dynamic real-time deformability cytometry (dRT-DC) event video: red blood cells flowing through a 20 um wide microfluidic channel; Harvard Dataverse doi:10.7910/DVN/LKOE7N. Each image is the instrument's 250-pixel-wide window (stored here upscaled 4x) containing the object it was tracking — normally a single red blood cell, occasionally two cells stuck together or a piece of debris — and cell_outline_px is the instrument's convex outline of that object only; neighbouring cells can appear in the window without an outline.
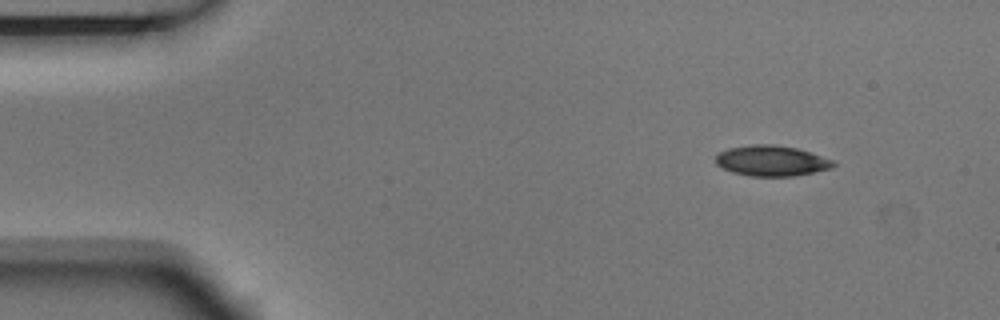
{"species": "Egyptian fruit bat (a non-hibernating species)", "species_latin": "Rousettus aegyptiacus", "temperature_condition": "room temperature", "stored_images_in_passage": 6, "camera_frame_rate_fps": 3000, "um_per_image_px": 0.085, "animal": {"sex": "male"}, "frame": {"image": 1, "passage_image": 1, "time_ms": 0.0, "image_size_px": [1000, 320], "cell_outline_px": [[836, 164], [832, 168], [792, 176], [748, 176], [732, 172], [716, 164], [716, 156], [720, 152], [728, 148], [752, 144], [776, 144], [796, 148], [812, 152], [836, 160]], "centroid_in_image_um": [65.62, 13.65], "position_along_channel_um": 19.4, "area_um2": 21.1}}
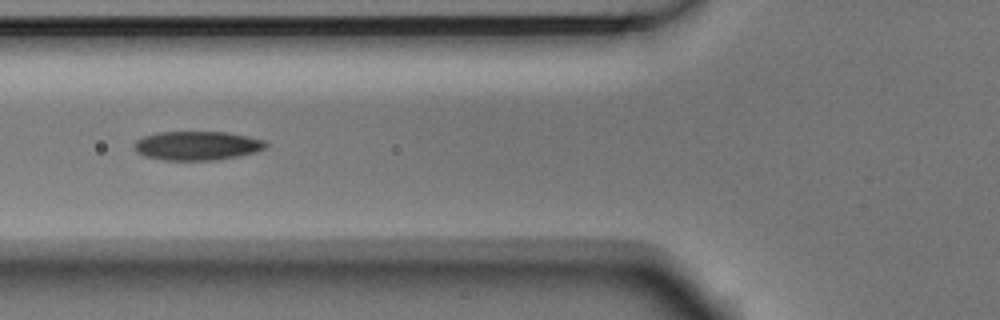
{"frame": {"image": 2, "passage_image": 5, "time_ms": 1.333, "image_size_px": [1000, 320], "cell_outline_px": [[268, 144], [264, 148], [256, 152], [236, 156], [212, 160], [164, 160], [144, 156], [136, 152], [132, 148], [132, 144], [136, 140], [144, 136], [156, 132], [228, 132], [248, 136], [264, 140]], "centroid_in_image_um": [16.7, 12.37], "position_along_channel_um": 109.1, "area_um2": 22.31}}
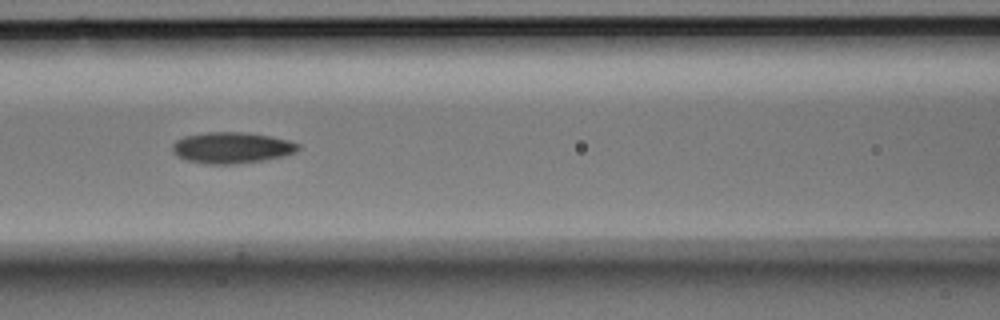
{"frame": {"image": 3, "passage_image": 6, "time_ms": 1.667, "image_size_px": [1000, 320], "cell_outline_px": [[300, 148], [296, 152], [284, 156], [260, 160], [232, 164], [204, 164], [188, 160], [176, 156], [172, 152], [172, 144], [176, 140], [184, 136], [208, 132], [248, 132], [288, 140], [300, 144]], "centroid_in_image_um": [19.68, 12.55], "position_along_channel_um": 146.9, "area_um2": 22.83}}